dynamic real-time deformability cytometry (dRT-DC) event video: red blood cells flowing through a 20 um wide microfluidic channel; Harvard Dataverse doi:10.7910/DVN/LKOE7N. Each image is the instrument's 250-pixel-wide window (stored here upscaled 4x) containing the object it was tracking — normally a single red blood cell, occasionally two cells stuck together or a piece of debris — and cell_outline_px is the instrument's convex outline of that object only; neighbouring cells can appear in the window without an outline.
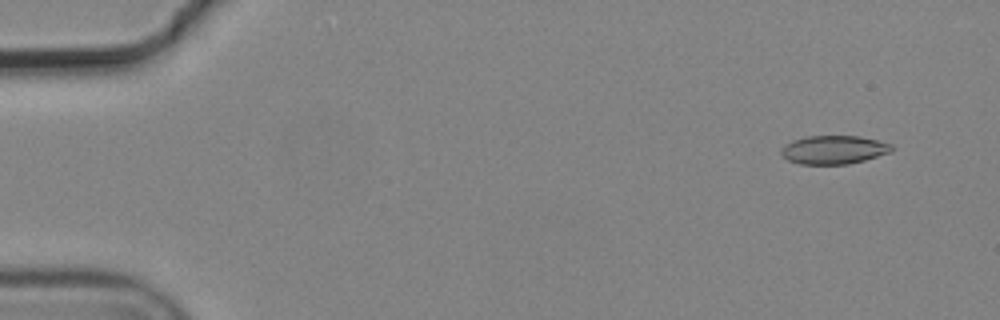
{"species": "common noctule bat (a hibernating species)", "species_latin": "Nyctalus noctula", "temperature_condition": "cold", "stored_images_in_passage": 6, "camera_frame_rate_fps": 3000, "um_per_image_px": 0.085, "animal": {"sex": "male", "body_mass_g": 19.2, "forearm_length_mm": 51.8}, "frame": {"image": 1, "passage_image": 1, "time_ms": 0.0, "image_size_px": [1000, 320], "cell_outline_px": [[892, 152], [864, 160], [848, 164], [800, 164], [788, 160], [780, 152], [780, 148], [784, 144], [792, 140], [808, 136], [860, 136], [892, 144]], "centroid_in_image_um": [70.85, 12.72], "position_along_channel_um": 14.2, "area_um2": 18.38}}
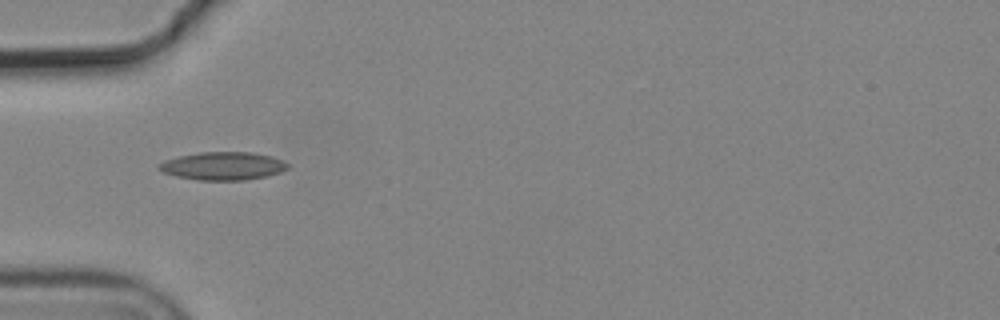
{"frame": {"image": 2, "passage_image": 5, "time_ms": 1.333, "image_size_px": [1000, 320], "cell_outline_px": [[288, 168], [280, 172], [268, 176], [244, 180], [196, 180], [176, 176], [164, 172], [156, 168], [156, 164], [164, 160], [180, 156], [200, 152], [252, 152], [272, 156], [284, 160], [288, 164]], "centroid_in_image_um": [18.95, 14.1], "position_along_channel_um": 66.1, "area_um2": 21.21}}
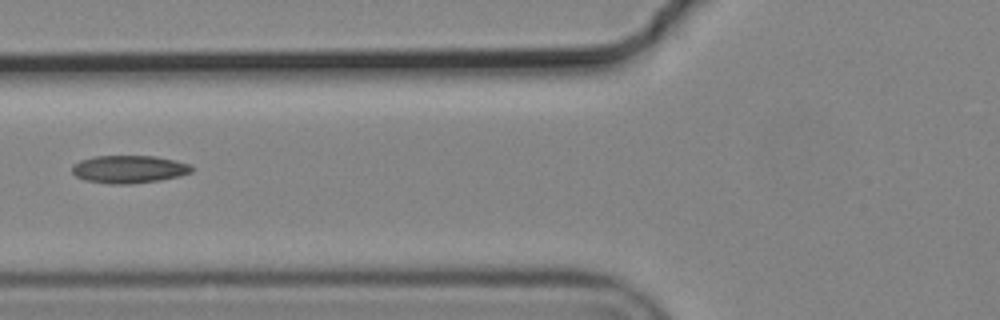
{"frame": {"image": 3, "passage_image": 6, "time_ms": 1.667, "image_size_px": [1000, 320], "cell_outline_px": [[196, 168], [192, 172], [180, 176], [160, 180], [132, 184], [108, 184], [84, 180], [76, 176], [72, 172], [72, 164], [80, 160], [92, 156], [156, 156], [192, 164]], "centroid_in_image_um": [10.98, 14.38], "position_along_channel_um": 114.8, "area_um2": 19.71}}